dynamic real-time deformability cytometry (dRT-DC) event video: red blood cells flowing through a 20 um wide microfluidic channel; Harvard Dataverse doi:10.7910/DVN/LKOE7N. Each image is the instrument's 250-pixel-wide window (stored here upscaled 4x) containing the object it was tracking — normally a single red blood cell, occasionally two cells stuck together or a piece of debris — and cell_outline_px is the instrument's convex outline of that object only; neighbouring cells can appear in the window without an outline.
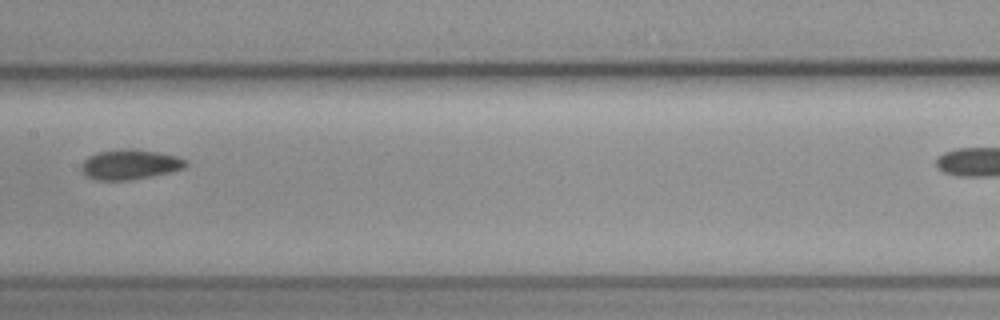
{"species": "common noctule bat (a hibernating species)", "species_latin": "Nyctalus noctula", "temperature_condition": "cold", "stored_images_in_passage": 6, "segment_of_instrument_passage": [1, 2], "camera_frame_rate_fps": 3000, "um_per_image_px": 0.085, "animal": {"sex": "female", "body_mass_g": 19.3, "forearm_length_mm": 54.1}, "frame": {"image": 1, "passage_image": 5, "time_ms": 1.333, "image_size_px": [1000, 320], "cell_outline_px": [[188, 164], [184, 168], [168, 172], [128, 180], [100, 180], [88, 176], [80, 168], [80, 164], [88, 156], [96, 152], [124, 148], [132, 148], [156, 152], [176, 156], [188, 160]], "centroid_in_image_um": [11.03, 13.96], "position_along_channel_um": 196.4, "area_um2": 18.09}}